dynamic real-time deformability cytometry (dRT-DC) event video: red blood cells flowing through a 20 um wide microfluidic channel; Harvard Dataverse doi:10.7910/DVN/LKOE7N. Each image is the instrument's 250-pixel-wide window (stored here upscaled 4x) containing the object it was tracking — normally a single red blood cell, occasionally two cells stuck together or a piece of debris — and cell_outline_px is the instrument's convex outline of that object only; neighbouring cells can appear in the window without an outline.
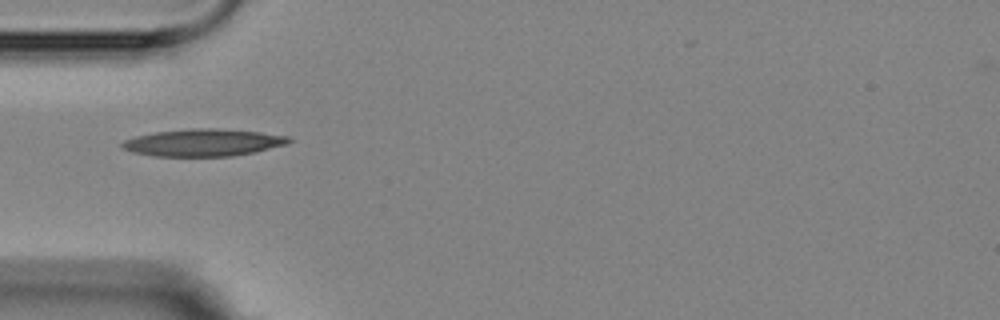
{"species": "Egyptian fruit bat (a non-hibernating species)", "species_latin": "Rousettus aegyptiacus", "temperature_condition": "room temperature", "stored_images_in_passage": 16, "camera_frame_rate_fps": 3000, "um_per_image_px": 0.085, "animal": {"sex": "female"}, "frame": {"image": 1, "passage_image": 5, "time_ms": 4.667, "image_size_px": [1000, 320], "cell_outline_px": [[292, 140], [284, 144], [252, 152], [232, 156], [156, 156], [132, 152], [124, 148], [120, 144], [124, 140], [136, 136], [156, 132], [192, 128], [216, 128], [260, 132], [288, 136]], "centroid_in_image_um": [17.24, 12.11], "position_along_channel_um": 67.8, "area_um2": 26.07}}
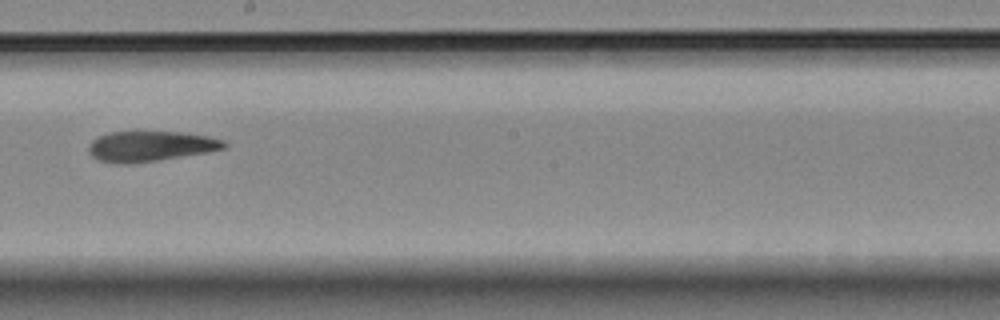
{"frame": {"image": 2, "passage_image": 9, "time_ms": 9.333, "image_size_px": [1000, 320], "cell_outline_px": [[228, 144], [224, 148], [208, 152], [156, 160], [128, 164], [100, 160], [92, 156], [88, 152], [88, 144], [96, 136], [108, 132], [136, 128], [180, 132], [208, 136], [224, 140]], "centroid_in_image_um": [12.73, 12.36], "position_along_channel_um": 235.5, "area_um2": 24.8}}
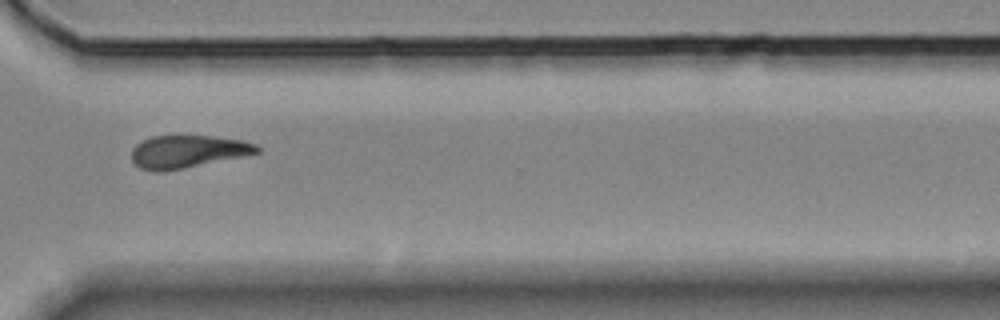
{"frame": {"image": 3, "passage_image": 12, "time_ms": 12.667, "image_size_px": [1000, 320], "cell_outline_px": [[260, 152], [184, 168], [164, 172], [156, 172], [140, 168], [132, 160], [132, 148], [136, 144], [152, 136], [212, 136], [244, 140], [256, 144], [260, 148]], "centroid_in_image_um": [15.93, 12.88], "position_along_channel_um": 354.7, "area_um2": 23.7}, "authors_computed_cell_mechanics": {"area_um2": 23.0622, "velocity_mm_per_s": 3.588, "shape_relaxation_time_tau1_ms": 3.688, "shape_relaxation_time_tau2_ms": 4.7528, "deformation_change_tau1": 0.1457, "deformation_change_tau2": 0.1455}}